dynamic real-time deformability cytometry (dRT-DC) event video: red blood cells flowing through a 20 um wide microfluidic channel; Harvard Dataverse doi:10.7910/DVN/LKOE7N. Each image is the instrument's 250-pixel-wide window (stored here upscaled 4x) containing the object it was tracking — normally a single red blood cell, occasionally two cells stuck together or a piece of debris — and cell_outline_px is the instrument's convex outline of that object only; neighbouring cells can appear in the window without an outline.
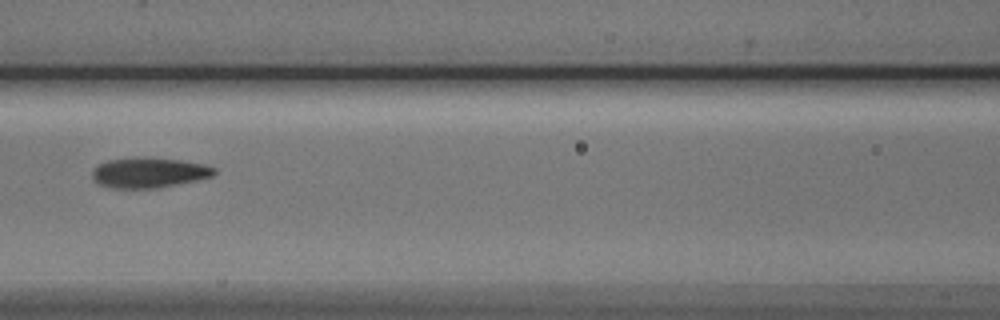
{"species": "Egyptian fruit bat (a non-hibernating species)", "species_latin": "Rousettus aegyptiacus", "temperature_condition": "cold", "stored_images_in_passage": 8, "camera_frame_rate_fps": 3000, "um_per_image_px": 0.085, "animal": {"sex": "male"}, "frame": {"image": 1, "passage_image": 7, "time_ms": 8.333, "image_size_px": [1000, 320], "cell_outline_px": [[216, 172], [212, 176], [196, 180], [156, 188], [112, 188], [96, 184], [92, 176], [92, 168], [96, 164], [108, 160], [136, 156], [180, 160], [200, 164], [216, 168]], "centroid_in_image_um": [12.57, 14.66], "position_along_channel_um": 154.0, "area_um2": 21.62}}
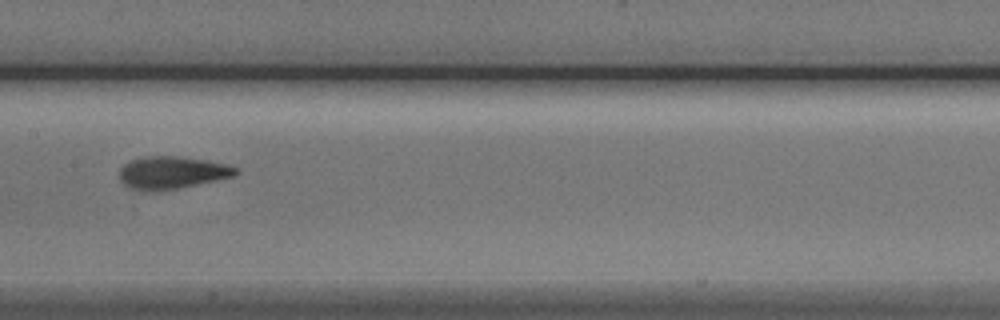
{"frame": {"image": 2, "passage_image": 8, "time_ms": 9.333, "image_size_px": [1000, 320], "cell_outline_px": [[240, 172], [236, 176], [176, 188], [144, 192], [128, 188], [120, 180], [120, 168], [124, 164], [132, 160], [144, 156], [180, 156], [208, 160], [228, 164], [236, 168]], "centroid_in_image_um": [14.62, 14.66], "position_along_channel_um": 192.8, "area_um2": 22.14}}